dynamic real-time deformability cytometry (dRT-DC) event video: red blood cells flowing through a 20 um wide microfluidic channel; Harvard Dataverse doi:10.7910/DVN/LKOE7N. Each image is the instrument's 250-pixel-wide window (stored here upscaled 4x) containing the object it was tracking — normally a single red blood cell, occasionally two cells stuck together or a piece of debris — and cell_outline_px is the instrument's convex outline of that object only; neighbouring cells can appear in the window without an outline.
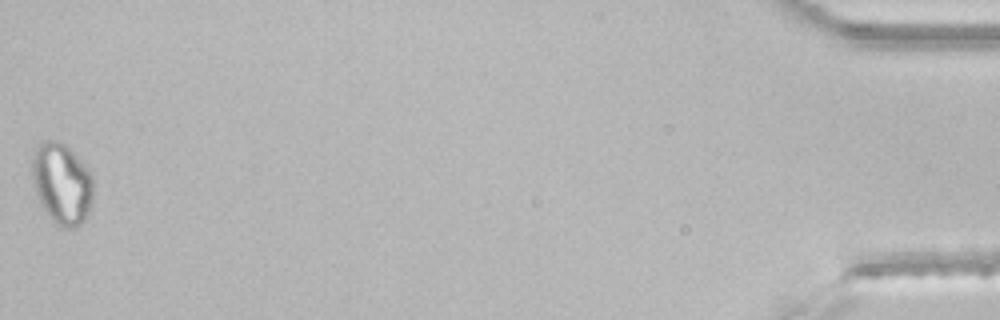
{"species": "common noctule bat (a hibernating species)", "species_latin": "Nyctalus noctula", "temperature_condition": "room temperature", "stored_images_in_passage": 35, "segment_of_instrument_passage": [2, 2], "camera_frame_rate_fps": 3000, "um_per_image_px": 0.085, "animal": {"sex": "male", "body_mass_g": 21.5, "forearm_length_mm": 52.0}, "frame": {"image": 1, "passage_image": 35, "time_ms": 11.333, "image_size_px": [1000, 320], "cell_outline_px": [[92, 204], [88, 216], [76, 228], [64, 228], [56, 224], [48, 216], [32, 184], [32, 156], [36, 148], [44, 140], [60, 140], [84, 164], [92, 176]], "centroid_in_image_um": [5.26, 15.62], "position_along_channel_um": 429.9, "area_um2": 28.9}}